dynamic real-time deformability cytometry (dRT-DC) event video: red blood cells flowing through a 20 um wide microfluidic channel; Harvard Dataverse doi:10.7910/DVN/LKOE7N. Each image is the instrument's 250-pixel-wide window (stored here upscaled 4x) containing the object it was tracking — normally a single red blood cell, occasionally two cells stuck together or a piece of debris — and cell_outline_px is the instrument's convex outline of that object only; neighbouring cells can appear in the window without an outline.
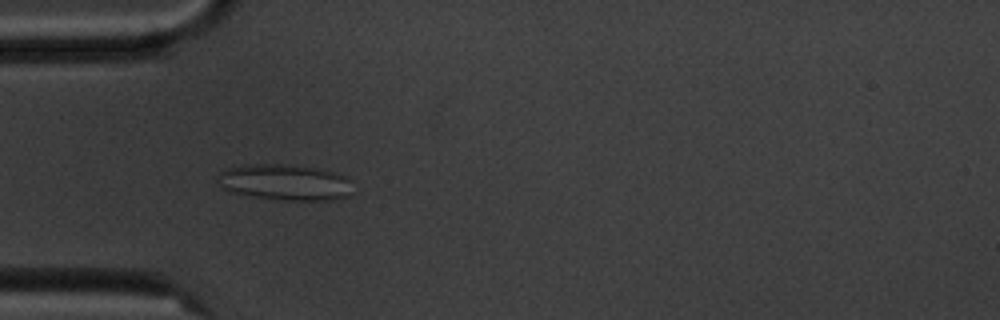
{"species": "common noctule bat (a hibernating species)", "species_latin": "Nyctalus noctula", "temperature_condition": "cold", "stored_images_in_passage": 8, "camera_frame_rate_fps": 3000, "um_per_image_px": 0.085, "animal": {"sex": "male", "body_mass_g": 20.1, "forearm_length_mm": 53.5}, "frame": {"image": 1, "passage_image": 5, "time_ms": 4.333, "image_size_px": [1000, 320], "cell_outline_px": [[348, 196], [332, 200], [284, 200], [252, 196], [232, 192], [220, 188], [216, 180], [220, 172], [228, 168], [256, 164], [280, 164], [312, 168], [332, 172], [348, 176]], "centroid_in_image_um": [24.15, 15.5], "position_along_channel_um": 60.9, "area_um2": 27.86}}
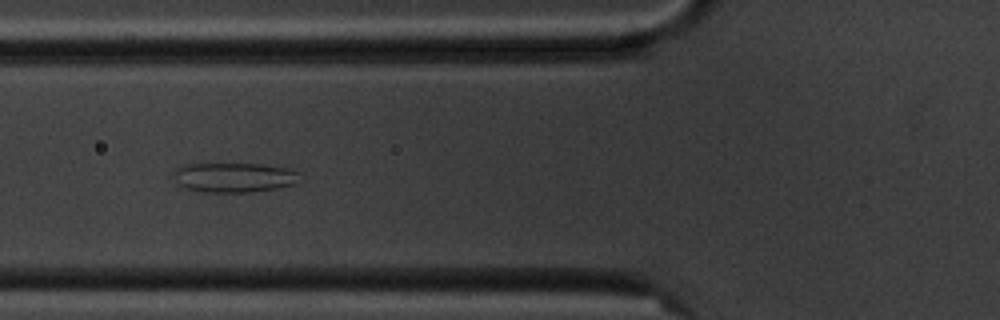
{"frame": {"image": 2, "passage_image": 6, "time_ms": 5.667, "image_size_px": [1000, 320], "cell_outline_px": [[304, 180], [296, 184], [276, 188], [252, 192], [204, 192], [184, 188], [176, 180], [172, 172], [176, 168], [184, 164], [264, 164], [288, 168], [300, 172]], "centroid_in_image_um": [19.97, 15.08], "position_along_channel_um": 105.8, "area_um2": 22.2}}